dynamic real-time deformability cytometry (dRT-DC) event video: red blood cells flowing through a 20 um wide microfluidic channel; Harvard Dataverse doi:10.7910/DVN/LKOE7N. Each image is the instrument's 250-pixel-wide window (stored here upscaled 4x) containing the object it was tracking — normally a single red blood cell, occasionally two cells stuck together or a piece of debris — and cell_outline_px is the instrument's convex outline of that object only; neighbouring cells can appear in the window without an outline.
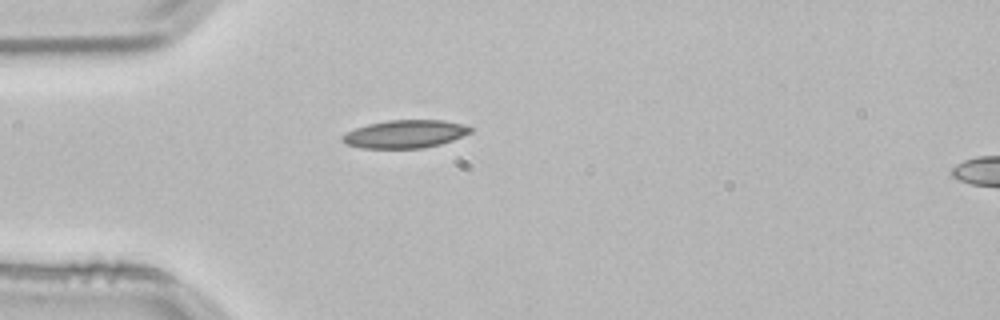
{"species": "common noctule bat (a hibernating species)", "species_latin": "Nyctalus noctula", "temperature_condition": "room temperature", "stored_images_in_passage": 1, "camera_frame_rate_fps": 3000, "um_per_image_px": 0.085, "animal": {"sex": "male", "body_mass_g": 21.5, "forearm_length_mm": 52.0}, "frame": {"image": 1, "passage_image": 1, "time_ms": 0.0, "image_size_px": [1000, 320], "cell_outline_px": [[472, 132], [452, 140], [440, 144], [424, 148], [360, 148], [348, 144], [340, 140], [340, 136], [356, 128], [368, 124], [388, 120], [444, 120], [464, 124], [472, 128]], "centroid_in_image_um": [34.44, 11.39], "position_along_channel_um": 50.6, "area_um2": 20.87}}